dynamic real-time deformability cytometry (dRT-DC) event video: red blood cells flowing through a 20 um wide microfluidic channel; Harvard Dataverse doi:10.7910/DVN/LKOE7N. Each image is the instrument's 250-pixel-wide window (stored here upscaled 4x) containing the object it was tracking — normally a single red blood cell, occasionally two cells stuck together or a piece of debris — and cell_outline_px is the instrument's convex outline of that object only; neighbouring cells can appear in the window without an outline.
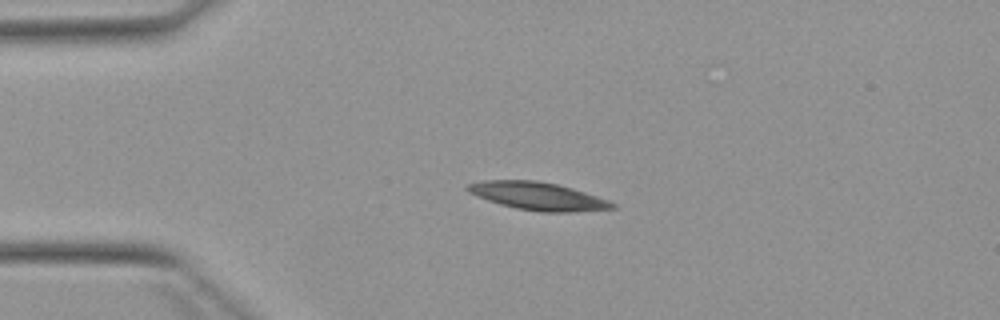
{"species": "Egyptian fruit bat (a non-hibernating species)", "species_latin": "Rousettus aegyptiacus", "temperature_condition": "warm", "stored_images_in_passage": 3, "camera_frame_rate_fps": 3000, "um_per_image_px": 0.085, "animal": {"sex": "female"}, "frame": {"image": 1, "passage_image": 3, "time_ms": 2.333, "image_size_px": [1000, 320], "cell_outline_px": [[616, 208], [572, 212], [540, 212], [516, 208], [500, 204], [476, 196], [468, 192], [464, 188], [468, 184], [484, 180], [536, 180], [556, 184], [572, 188], [608, 200], [616, 204]], "centroid_in_image_um": [45.69, 16.67], "position_along_channel_um": 39.3, "area_um2": 23.41}}